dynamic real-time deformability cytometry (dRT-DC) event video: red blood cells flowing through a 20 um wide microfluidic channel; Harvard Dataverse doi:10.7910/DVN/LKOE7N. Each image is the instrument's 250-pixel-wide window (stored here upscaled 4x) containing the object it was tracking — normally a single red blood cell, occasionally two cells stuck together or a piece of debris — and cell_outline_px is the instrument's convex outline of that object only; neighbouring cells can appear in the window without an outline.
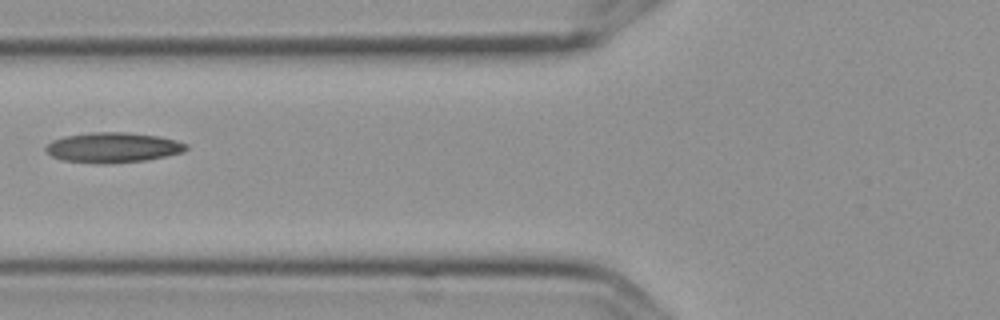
{"species": "Egyptian fruit bat (a non-hibernating species)", "species_latin": "Rousettus aegyptiacus", "temperature_condition": "cold", "stored_images_in_passage": 4, "camera_frame_rate_fps": 3000, "um_per_image_px": 0.085, "frame": {"image": 1, "passage_image": 4, "time_ms": 1.0, "image_size_px": [1000, 320], "cell_outline_px": [[188, 148], [184, 152], [144, 160], [104, 164], [100, 164], [64, 160], [52, 156], [44, 148], [52, 140], [64, 136], [92, 132], [124, 132], [160, 136], [176, 140], [188, 144]], "centroid_in_image_um": [9.61, 12.53], "position_along_channel_um": 116.2, "area_um2": 24.57}}